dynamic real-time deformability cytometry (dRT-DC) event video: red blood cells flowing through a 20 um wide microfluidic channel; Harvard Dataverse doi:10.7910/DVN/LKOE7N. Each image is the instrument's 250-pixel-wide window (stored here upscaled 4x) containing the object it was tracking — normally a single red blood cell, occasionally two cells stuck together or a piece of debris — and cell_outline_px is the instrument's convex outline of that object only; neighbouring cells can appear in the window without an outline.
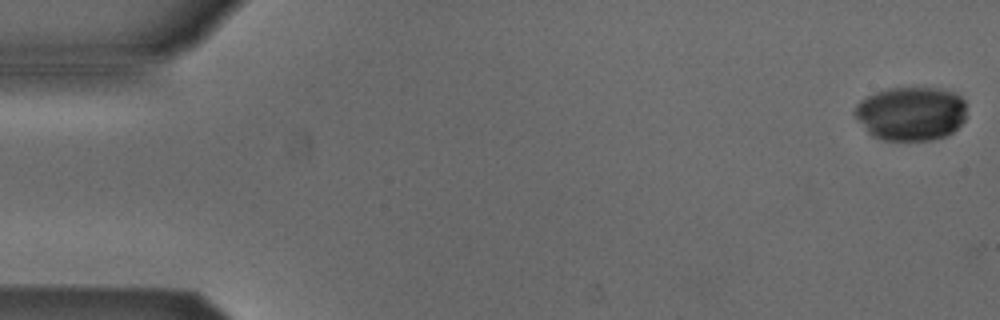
{"species": "Egyptian fruit bat (a non-hibernating species)", "species_latin": "Rousettus aegyptiacus", "temperature_condition": "cold", "stored_images_in_passage": 6, "camera_frame_rate_fps": 3000, "um_per_image_px": 0.085, "animal": {"sex": "male"}, "frame": {"image": 1, "passage_image": 1, "time_ms": 0.0, "image_size_px": [1000, 320], "cell_outline_px": [[964, 120], [948, 136], [932, 140], [884, 140], [872, 136], [868, 132], [852, 112], [856, 104], [860, 100], [876, 92], [888, 88], [932, 88], [952, 92], [960, 96], [964, 100]], "centroid_in_image_um": [77.4, 9.66], "position_along_channel_um": 7.6, "area_um2": 35.03}}
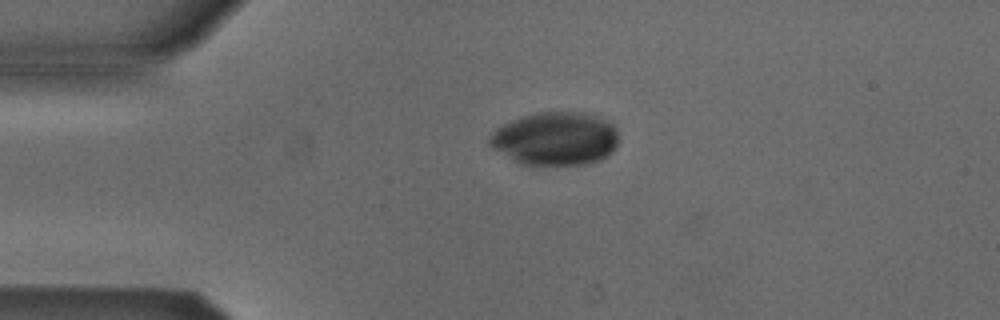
{"frame": {"image": 2, "passage_image": 4, "time_ms": 1.0, "image_size_px": [1000, 320], "cell_outline_px": [[616, 144], [612, 152], [600, 160], [580, 164], [524, 164], [516, 160], [488, 144], [488, 136], [496, 128], [512, 120], [536, 112], [584, 112], [612, 120], [616, 128]], "centroid_in_image_um": [47.24, 11.75], "position_along_channel_um": 37.8, "area_um2": 39.71}}